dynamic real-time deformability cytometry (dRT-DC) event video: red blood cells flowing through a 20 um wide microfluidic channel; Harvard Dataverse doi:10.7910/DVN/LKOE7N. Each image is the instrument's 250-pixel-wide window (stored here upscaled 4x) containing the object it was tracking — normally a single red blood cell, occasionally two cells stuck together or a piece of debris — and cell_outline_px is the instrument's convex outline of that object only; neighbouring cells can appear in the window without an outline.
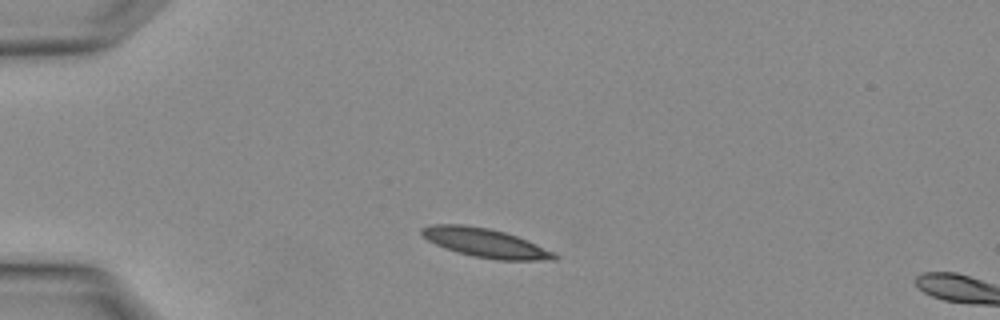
{"species": "Egyptian fruit bat (a non-hibernating species)", "species_latin": "Rousettus aegyptiacus", "temperature_condition": "warm", "stored_images_in_passage": 2, "camera_frame_rate_fps": 3000, "um_per_image_px": 0.085, "animal": {"sex": "female"}, "frame": {"image": 1, "passage_image": 2, "time_ms": 0.333, "image_size_px": [1000, 320], "cell_outline_px": [[560, 256], [556, 260], [496, 260], [472, 256], [456, 252], [444, 248], [428, 240], [420, 232], [420, 228], [432, 224], [464, 224], [492, 228], [516, 236], [536, 244]], "centroid_in_image_um": [41.22, 20.64], "position_along_channel_um": 43.8, "area_um2": 22.43}}